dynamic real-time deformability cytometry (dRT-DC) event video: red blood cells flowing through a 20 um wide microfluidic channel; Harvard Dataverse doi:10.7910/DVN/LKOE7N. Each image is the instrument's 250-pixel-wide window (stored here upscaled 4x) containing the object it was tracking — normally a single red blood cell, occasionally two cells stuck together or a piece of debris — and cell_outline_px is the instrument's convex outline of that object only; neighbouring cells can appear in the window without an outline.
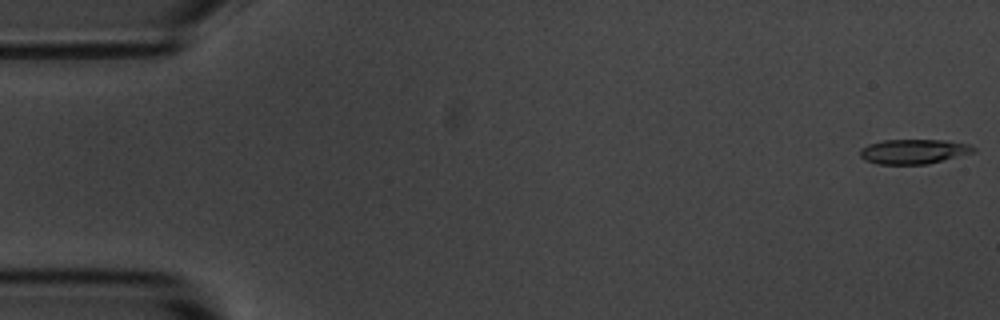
{"species": "common noctule bat (a hibernating species)", "species_latin": "Nyctalus noctula", "temperature_condition": "room temperature", "stored_images_in_passage": 56, "camera_frame_rate_fps": 3000, "um_per_image_px": 0.085, "animal": {"sex": "male", "body_mass_g": 20.1, "forearm_length_mm": 53.5}, "frame": {"image": 1, "passage_image": 1, "time_ms": 0.0, "image_size_px": [1000, 320], "cell_outline_px": [[976, 152], [928, 164], [880, 164], [864, 160], [860, 156], [860, 148], [868, 144], [884, 140], [944, 140], [968, 144], [976, 148]], "centroid_in_image_um": [77.66, 12.88], "position_along_channel_um": 7.3, "area_um2": 16.36}}
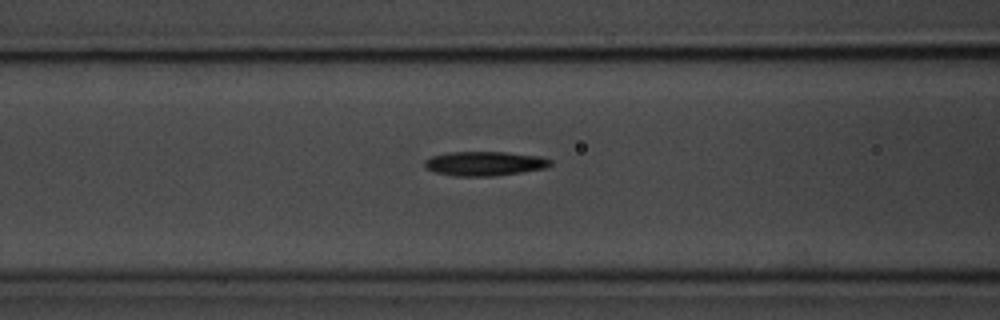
{"frame": {"image": 2, "passage_image": 22, "time_ms": 7.0, "image_size_px": [1000, 320], "cell_outline_px": [[552, 164], [548, 168], [496, 176], [456, 176], [436, 172], [424, 168], [424, 160], [432, 156], [448, 152], [508, 152], [540, 156], [552, 160]], "centroid_in_image_um": [41.22, 13.9], "position_along_channel_um": 125.4, "area_um2": 18.03}}
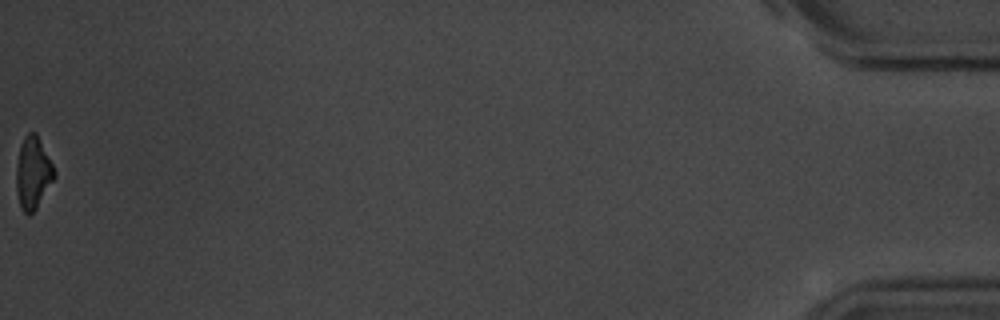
{"frame": {"image": 3, "passage_image": 56, "time_ms": 18.333, "image_size_px": [1000, 320], "cell_outline_px": [[56, 176], [36, 208], [28, 216], [20, 208], [16, 192], [16, 168], [20, 148], [24, 136], [28, 132], [36, 132], [56, 172]], "centroid_in_image_um": [2.79, 14.71], "position_along_channel_um": 432.4, "area_um2": 15.9}, "authors_computed_cell_mechanics": {"area_um2": 16.8487, "velocity_mm_per_s": 3.5989, "shape_relaxation_time_tau1_ms": 2.4449, "shape_relaxation_time_tau2_ms": 7.6056, "deformation_change_tau1": 0.1381, "deformation_change_tau2": 0.1895}}